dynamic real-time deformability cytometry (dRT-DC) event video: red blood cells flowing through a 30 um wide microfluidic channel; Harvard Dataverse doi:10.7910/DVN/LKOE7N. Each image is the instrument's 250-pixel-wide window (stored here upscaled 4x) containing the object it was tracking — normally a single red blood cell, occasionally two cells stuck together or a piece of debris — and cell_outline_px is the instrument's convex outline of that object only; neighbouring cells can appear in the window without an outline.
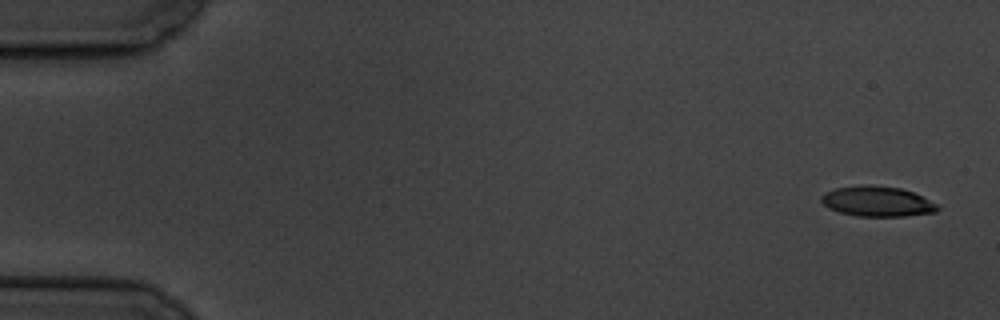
{"species": "common noctule bat (a hibernating species)", "species_latin": "Nyctalus noctula", "temperature_condition": "cold", "stored_images_in_passage": 10, "camera_frame_rate_fps": 3000, "um_per_image_px": 0.085, "animal": {"sex": "male", "body_mass_g": 19.5, "forearm_length_mm": 54.6}, "frame": {"image": 1, "passage_image": 1, "time_ms": 0.0, "image_size_px": [1000, 320], "cell_outline_px": [[940, 208], [936, 212], [904, 216], [856, 216], [840, 212], [828, 208], [820, 200], [820, 196], [824, 192], [836, 188], [900, 188], [912, 192], [940, 204]], "centroid_in_image_um": [74.61, 17.18], "position_along_channel_um": 10.4, "area_um2": 19.65}}
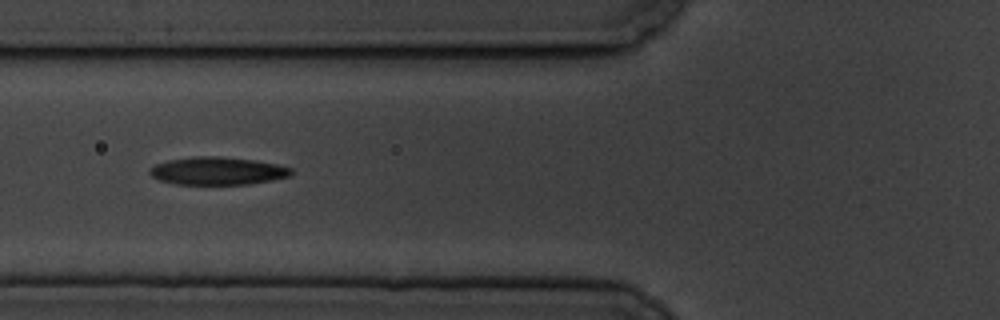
{"frame": {"image": 2, "passage_image": 7, "time_ms": 6.667, "image_size_px": [1000, 320], "cell_outline_px": [[292, 176], [272, 180], [248, 184], [176, 184], [160, 180], [152, 176], [148, 172], [156, 164], [168, 160], [192, 156], [216, 156], [256, 160], [276, 164], [292, 168]], "centroid_in_image_um": [18.51, 14.52], "position_along_channel_um": 107.3, "area_um2": 22.89}}
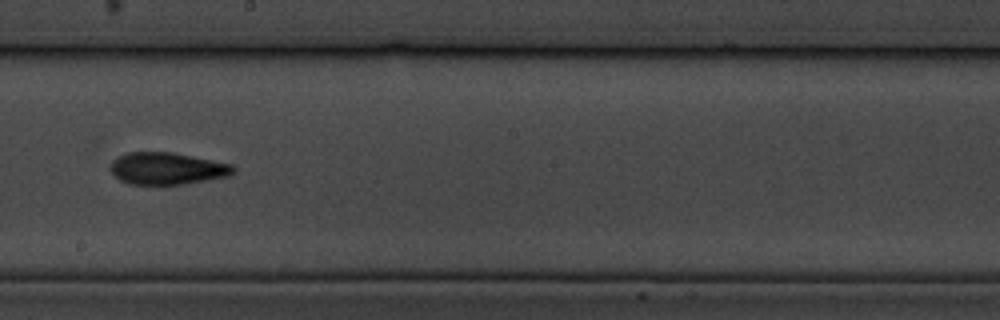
{"frame": {"image": 3, "passage_image": 10, "time_ms": 10.333, "image_size_px": [1000, 320], "cell_outline_px": [[236, 172], [228, 176], [184, 184], [128, 184], [120, 180], [108, 168], [112, 160], [128, 152], [172, 152], [232, 164], [236, 168]], "centroid_in_image_um": [14.2, 14.32], "position_along_channel_um": 234.0, "area_um2": 22.95}}